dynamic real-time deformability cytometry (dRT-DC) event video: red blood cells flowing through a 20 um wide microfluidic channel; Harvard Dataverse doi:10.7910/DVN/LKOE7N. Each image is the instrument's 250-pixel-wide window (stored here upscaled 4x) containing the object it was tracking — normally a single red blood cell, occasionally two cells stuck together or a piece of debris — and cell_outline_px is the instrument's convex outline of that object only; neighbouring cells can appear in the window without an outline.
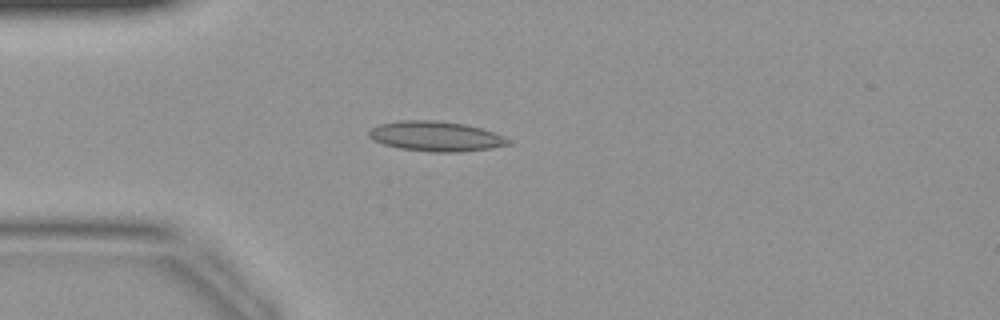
{"species": "common noctule bat (a hibernating species)", "species_latin": "Nyctalus noctula", "temperature_condition": "warm", "stored_images_in_passage": 40, "camera_frame_rate_fps": 3000, "um_per_image_px": 0.085, "animal": {"sex": "female", "body_mass_g": 19.9}, "frame": {"image": 1, "passage_image": 9, "time_ms": 2.667, "image_size_px": [1000, 320], "cell_outline_px": [[512, 144], [492, 148], [460, 152], [428, 152], [400, 148], [384, 144], [372, 140], [368, 136], [368, 132], [372, 128], [380, 124], [400, 120], [436, 120], [464, 124], [480, 128], [504, 136], [512, 140]], "centroid_in_image_um": [37.06, 11.59], "position_along_channel_um": 47.9, "area_um2": 24.45}}
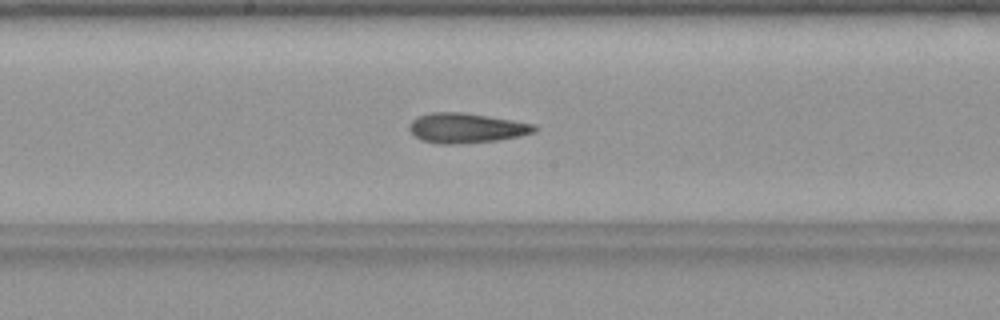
{"frame": {"image": 2, "passage_image": 20, "time_ms": 6.333, "image_size_px": [1000, 320], "cell_outline_px": [[540, 128], [536, 132], [520, 136], [496, 140], [460, 144], [436, 144], [420, 140], [408, 128], [408, 124], [416, 116], [432, 112], [464, 112], [536, 124]], "centroid_in_image_um": [39.64, 10.88], "position_along_channel_um": 208.6, "area_um2": 22.08}}
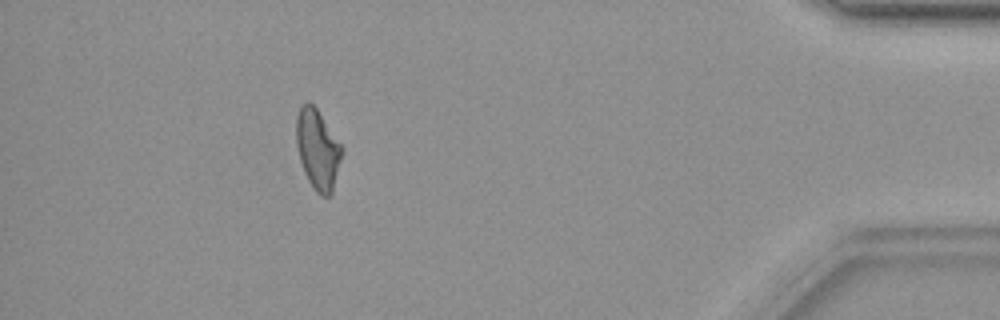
{"frame": {"image": 3, "passage_image": 36, "time_ms": 11.667, "image_size_px": [1000, 320], "cell_outline_px": [[344, 152], [332, 192], [328, 196], [320, 196], [316, 192], [308, 180], [304, 172], [300, 160], [296, 144], [296, 116], [300, 104], [308, 100], [316, 108], [344, 148]], "centroid_in_image_um": [27.0, 12.68], "position_along_channel_um": 408.2, "area_um2": 21.5}}